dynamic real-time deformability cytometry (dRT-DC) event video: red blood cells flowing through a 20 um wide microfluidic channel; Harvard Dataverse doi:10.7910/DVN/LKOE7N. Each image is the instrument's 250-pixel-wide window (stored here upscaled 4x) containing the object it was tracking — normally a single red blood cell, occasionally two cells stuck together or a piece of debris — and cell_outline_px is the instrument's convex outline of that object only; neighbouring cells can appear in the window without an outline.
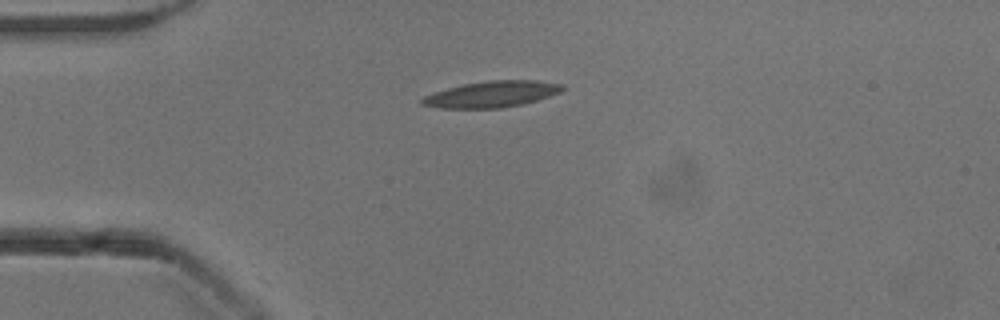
{"species": "common noctule bat (a hibernating species)", "species_latin": "Nyctalus noctula", "temperature_condition": "cold", "stored_images_in_passage": 4, "camera_frame_rate_fps": 3000, "um_per_image_px": 0.085, "animal": {"sex": "male", "body_mass_g": 13.3}, "frame": {"image": 1, "passage_image": 1, "time_ms": 0.0, "image_size_px": [1000, 320], "cell_outline_px": [[564, 88], [560, 92], [524, 104], [500, 108], [440, 108], [420, 104], [420, 100], [424, 96], [448, 88], [464, 84], [488, 80], [536, 80], [564, 84]], "centroid_in_image_um": [41.81, 8.0], "position_along_channel_um": 43.2, "area_um2": 21.33}}